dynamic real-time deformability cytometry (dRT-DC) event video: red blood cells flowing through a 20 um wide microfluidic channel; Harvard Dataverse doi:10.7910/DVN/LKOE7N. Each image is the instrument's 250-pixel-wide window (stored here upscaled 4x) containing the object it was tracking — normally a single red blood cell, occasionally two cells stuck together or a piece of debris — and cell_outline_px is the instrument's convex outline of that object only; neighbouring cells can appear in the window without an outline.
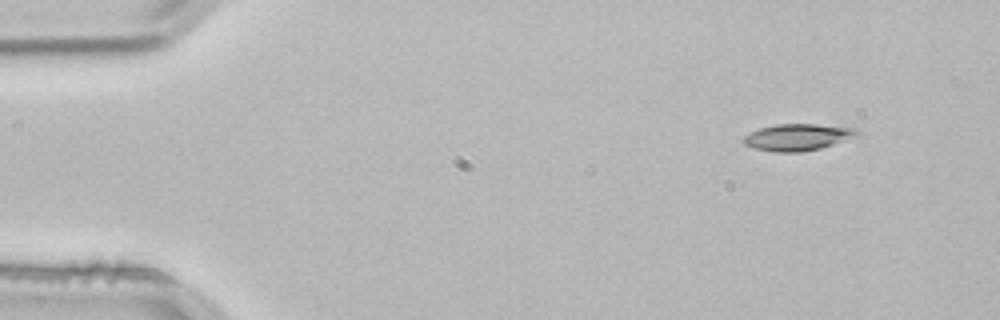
{"species": "common noctule bat (a hibernating species)", "species_latin": "Nyctalus noctula", "temperature_condition": "room temperature", "stored_images_in_passage": 3, "camera_frame_rate_fps": 3000, "um_per_image_px": 0.085, "animal": {"sex": "male", "body_mass_g": 21.5, "forearm_length_mm": 52.0}, "frame": {"image": 1, "passage_image": 1, "time_ms": 0.0, "image_size_px": [1000, 320], "cell_outline_px": [[860, 136], [820, 148], [800, 152], [776, 152], [756, 148], [744, 144], [744, 136], [760, 128], [776, 124], [816, 124], [856, 128], [860, 132]], "centroid_in_image_um": [67.86, 11.65], "position_along_channel_um": 17.1, "area_um2": 17.57}}
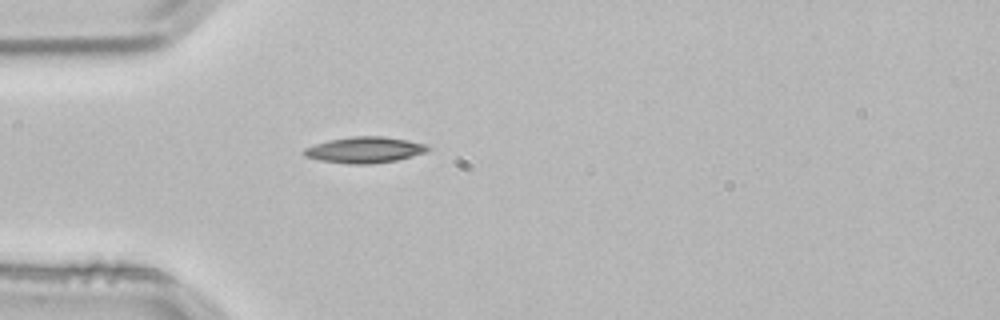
{"frame": {"image": 2, "passage_image": 3, "time_ms": 0.667, "image_size_px": [1000, 320], "cell_outline_px": [[432, 148], [424, 152], [412, 156], [396, 160], [372, 164], [352, 164], [320, 160], [304, 156], [300, 152], [304, 148], [312, 144], [328, 140], [352, 136], [384, 136], [408, 140], [428, 144]], "centroid_in_image_um": [30.97, 12.73], "position_along_channel_um": 54.0, "area_um2": 19.02}}